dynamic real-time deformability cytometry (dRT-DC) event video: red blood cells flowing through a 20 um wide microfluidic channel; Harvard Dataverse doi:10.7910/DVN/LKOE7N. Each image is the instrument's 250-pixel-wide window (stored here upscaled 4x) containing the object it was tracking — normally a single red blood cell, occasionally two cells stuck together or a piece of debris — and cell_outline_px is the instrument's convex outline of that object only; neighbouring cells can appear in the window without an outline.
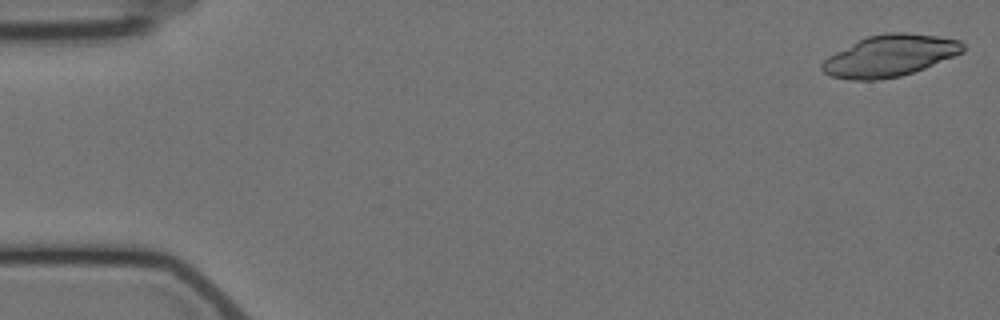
{"species": "Egyptian fruit bat (a non-hibernating species)", "species_latin": "Rousettus aegyptiacus", "temperature_condition": "cold", "stored_images_in_passage": 4, "camera_frame_rate_fps": 3000, "um_per_image_px": 0.085, "animal": {"sex": "female"}, "frame": {"image": 1, "passage_image": 1, "time_ms": 0.0, "image_size_px": [1000, 320], "cell_outline_px": [[964, 52], [924, 68], [900, 76], [880, 80], [848, 80], [832, 76], [824, 72], [820, 68], [820, 64], [828, 56], [856, 40], [868, 36], [884, 32], [908, 32], [936, 36], [960, 40], [964, 44]], "centroid_in_image_um": [75.61, 4.73], "position_along_channel_um": 9.4, "area_um2": 34.28}}